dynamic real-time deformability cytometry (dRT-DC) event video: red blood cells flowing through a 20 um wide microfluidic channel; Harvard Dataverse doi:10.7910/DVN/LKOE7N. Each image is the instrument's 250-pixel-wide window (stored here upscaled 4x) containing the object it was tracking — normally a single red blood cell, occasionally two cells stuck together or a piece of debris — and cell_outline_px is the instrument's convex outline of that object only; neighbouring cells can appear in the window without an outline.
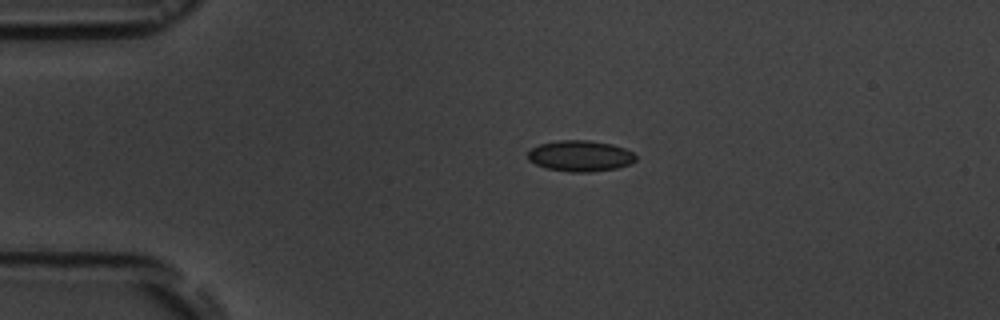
{"species": "common noctule bat (a hibernating species)", "species_latin": "Nyctalus noctula", "temperature_condition": "room temperature", "stored_images_in_passage": 2, "camera_frame_rate_fps": 3000, "um_per_image_px": 0.085, "animal": {"sex": "male", "body_mass_g": 19.5, "forearm_length_mm": 54.6}, "frame": {"image": 1, "passage_image": 1, "time_ms": 0.0, "image_size_px": [1000, 320], "cell_outline_px": [[636, 160], [628, 164], [616, 168], [588, 172], [572, 172], [548, 168], [536, 164], [528, 160], [528, 152], [532, 148], [540, 144], [556, 140], [588, 140], [612, 144], [624, 148], [632, 152], [636, 156]], "centroid_in_image_um": [49.31, 13.24], "position_along_channel_um": 35.7, "area_um2": 19.31}}